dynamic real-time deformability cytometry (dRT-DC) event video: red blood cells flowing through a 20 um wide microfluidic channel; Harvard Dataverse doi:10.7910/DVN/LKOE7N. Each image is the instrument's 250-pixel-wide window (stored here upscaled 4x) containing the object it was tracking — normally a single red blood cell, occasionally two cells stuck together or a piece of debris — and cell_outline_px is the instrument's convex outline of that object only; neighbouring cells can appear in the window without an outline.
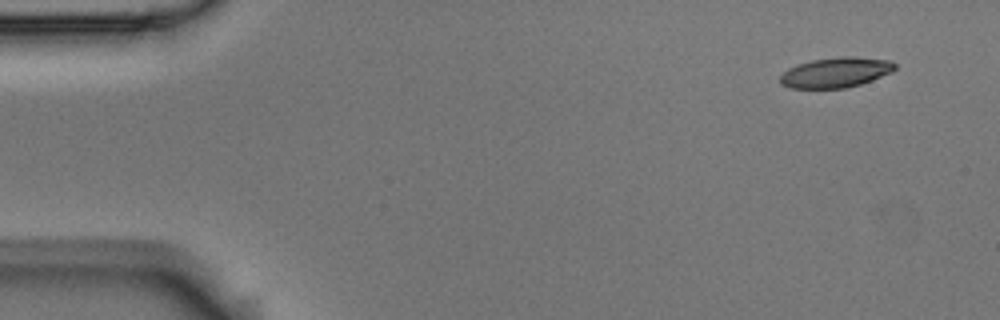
{"species": "Egyptian fruit bat (a non-hibernating species)", "species_latin": "Rousettus aegyptiacus", "temperature_condition": "room temperature", "stored_images_in_passage": 5, "camera_frame_rate_fps": 3000, "um_per_image_px": 0.085, "animal": {"sex": "male"}, "frame": {"image": 1, "passage_image": 1, "time_ms": 0.0, "image_size_px": [1000, 320], "cell_outline_px": [[896, 68], [892, 72], [872, 80], [860, 84], [844, 88], [792, 88], [780, 84], [780, 76], [788, 68], [796, 64], [812, 60], [844, 56], [852, 56], [892, 60], [896, 64]], "centroid_in_image_um": [71.05, 6.15], "position_along_channel_um": 13.9, "area_um2": 20.23}}
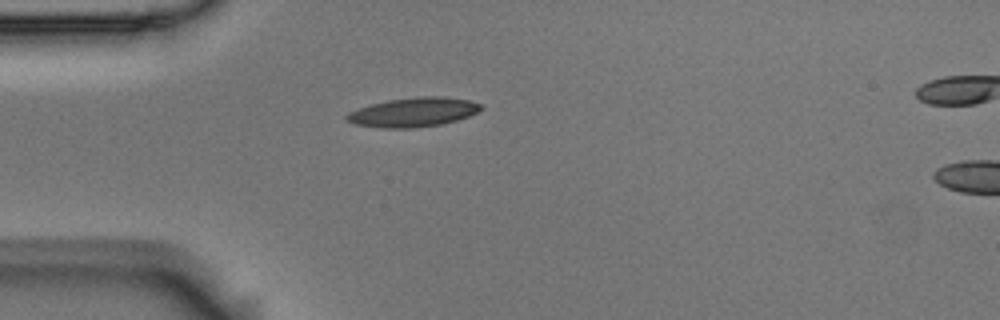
{"frame": {"image": 2, "passage_image": 4, "time_ms": 1.0, "image_size_px": [1000, 320], "cell_outline_px": [[484, 108], [468, 116], [456, 120], [440, 124], [408, 128], [384, 128], [356, 124], [344, 120], [344, 116], [348, 112], [372, 104], [388, 100], [420, 96], [440, 96], [468, 100], [480, 104]], "centroid_in_image_um": [35.1, 9.53], "position_along_channel_um": 49.9, "area_um2": 22.6}}